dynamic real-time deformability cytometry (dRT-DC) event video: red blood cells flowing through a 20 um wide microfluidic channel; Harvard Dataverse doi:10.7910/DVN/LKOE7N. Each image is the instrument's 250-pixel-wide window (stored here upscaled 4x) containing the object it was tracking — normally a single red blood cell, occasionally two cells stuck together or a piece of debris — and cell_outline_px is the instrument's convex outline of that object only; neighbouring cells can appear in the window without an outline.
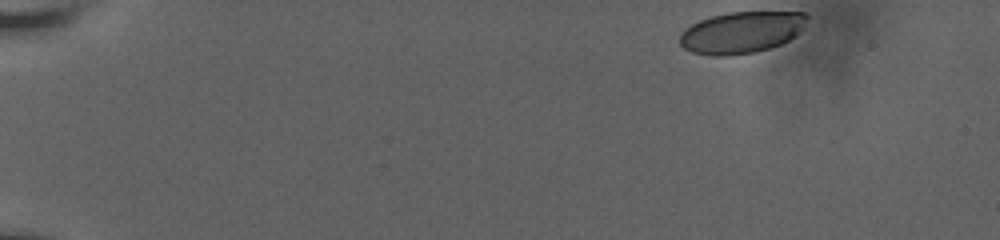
{"species": "human", "species_latin": "Homo sapiens", "temperature_condition": "room temperature", "stored_images_in_passage": 72, "camera_frame_rate_fps": 3000, "um_per_image_px": 0.085, "donor": {"sex": "male"}, "frame": {"image": 1, "passage_image": 1, "time_ms": 0.0, "image_size_px": [1000, 240], "cell_outline_px": [[808, 16], [800, 32], [796, 36], [780, 44], [768, 48], [752, 52], [724, 56], [716, 56], [692, 52], [684, 48], [680, 44], [680, 36], [684, 28], [700, 20], [712, 16], [728, 12], [804, 12]], "centroid_in_image_um": [63.01, 2.74], "position_along_channel_um": 22.0, "area_um2": 30.63}}
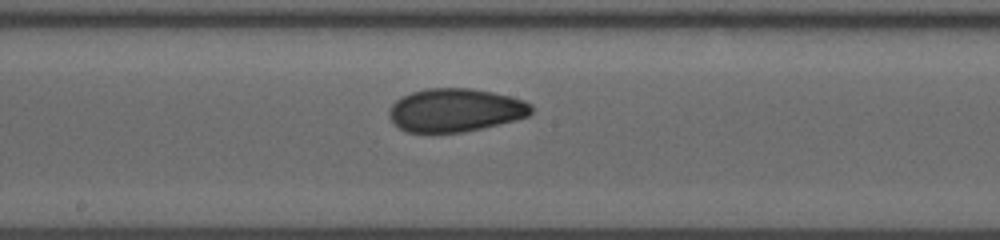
{"frame": {"image": 2, "passage_image": 35, "time_ms": 9.0, "image_size_px": [1000, 240], "cell_outline_px": [[532, 112], [528, 116], [516, 120], [464, 132], [408, 132], [400, 128], [388, 116], [388, 108], [396, 100], [412, 92], [428, 88], [472, 88], [492, 92], [524, 100], [532, 104]], "centroid_in_image_um": [38.71, 9.36], "position_along_channel_um": 209.5, "area_um2": 35.78}}
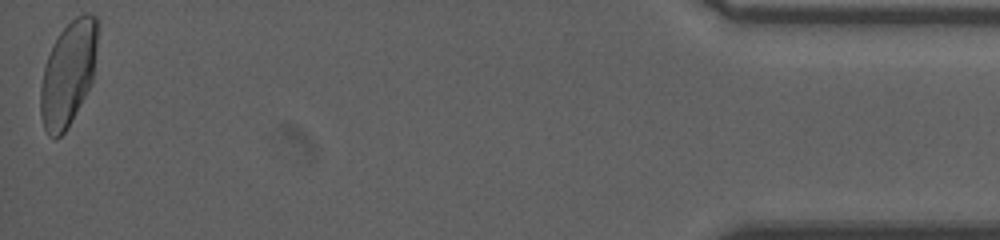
{"frame": {"image": 3, "passage_image": 72, "time_ms": 17.333, "image_size_px": [1000, 240], "cell_outline_px": [[96, 48], [92, 80], [84, 96], [64, 132], [56, 140], [44, 128], [40, 116], [40, 88], [44, 68], [48, 56], [60, 32], [76, 16], [84, 12], [88, 12], [96, 16]], "centroid_in_image_um": [5.77, 6.24], "position_along_channel_um": 429.4, "area_um2": 33.81}, "authors_computed_cell_mechanics": {"area_um2": 35.1135, "velocity_mm_per_s": 3.614, "shape_relaxation_time_tau1_ms": null, "shape_relaxation_time_tau2_ms": 1.3782, "deformation_change_tau1": null, "deformation_change_tau2": 0.0541}}